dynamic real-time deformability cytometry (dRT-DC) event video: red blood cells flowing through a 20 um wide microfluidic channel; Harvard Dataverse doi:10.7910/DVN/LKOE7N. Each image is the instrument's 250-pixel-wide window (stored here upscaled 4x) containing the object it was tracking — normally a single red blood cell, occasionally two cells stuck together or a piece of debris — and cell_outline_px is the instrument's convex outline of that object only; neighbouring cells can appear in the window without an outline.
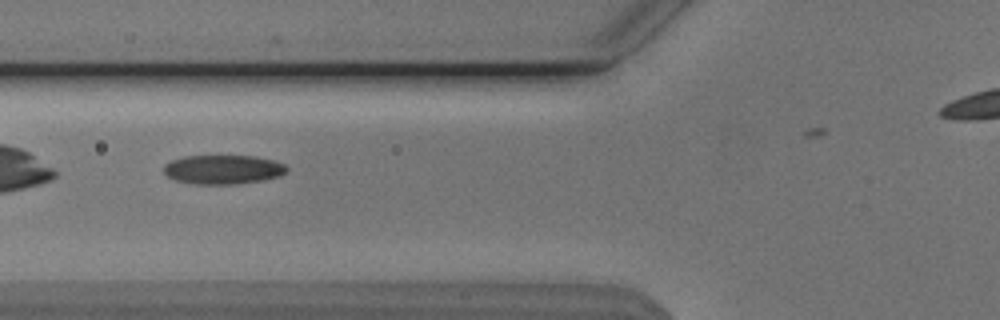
{"species": "Egyptian fruit bat (a non-hibernating species)", "species_latin": "Rousettus aegyptiacus", "temperature_condition": "cold", "stored_images_in_passage": 7, "camera_frame_rate_fps": 3000, "um_per_image_px": 0.085, "animal": {"sex": "male"}, "frame": {"image": 1, "passage_image": 4, "time_ms": 1.0, "image_size_px": [1000, 320], "cell_outline_px": [[288, 172], [280, 176], [264, 180], [240, 184], [192, 184], [176, 180], [168, 176], [164, 172], [164, 164], [172, 160], [184, 156], [252, 156], [272, 160], [284, 164], [288, 168]], "centroid_in_image_um": [18.98, 14.42], "position_along_channel_um": 106.8, "area_um2": 20.98}}